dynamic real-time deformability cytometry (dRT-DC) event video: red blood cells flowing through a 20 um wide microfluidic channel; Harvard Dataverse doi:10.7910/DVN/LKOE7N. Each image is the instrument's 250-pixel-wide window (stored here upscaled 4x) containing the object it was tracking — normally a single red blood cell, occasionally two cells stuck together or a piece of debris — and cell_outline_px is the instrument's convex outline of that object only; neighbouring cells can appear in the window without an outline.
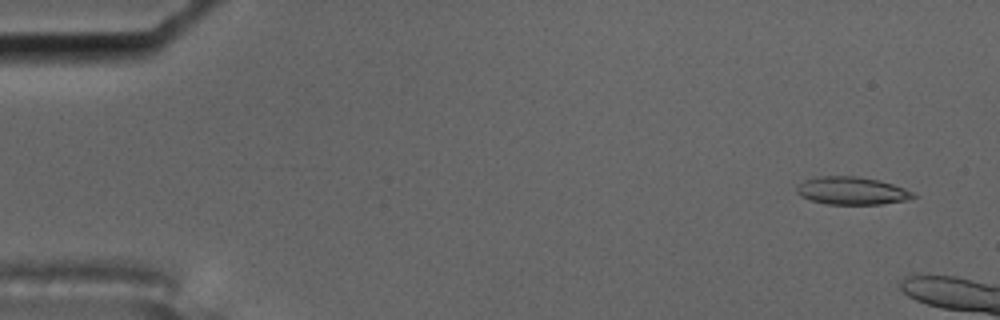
{"species": "common noctule bat (a hibernating species)", "species_latin": "Nyctalus noctula", "temperature_condition": "cold", "stored_images_in_passage": 3, "camera_frame_rate_fps": 3000, "um_per_image_px": 0.085, "animal": {"sex": "male", "body_mass_g": 17.5, "forearm_length_mm": 52.3}, "frame": {"image": 1, "passage_image": 1, "time_ms": 0.0, "image_size_px": [1000, 320], "cell_outline_px": [[920, 196], [904, 200], [880, 204], [828, 204], [812, 200], [800, 196], [796, 192], [796, 188], [804, 180], [820, 176], [856, 176], [880, 180], [904, 188]], "centroid_in_image_um": [72.41, 16.21], "position_along_channel_um": 12.6, "area_um2": 18.73}}